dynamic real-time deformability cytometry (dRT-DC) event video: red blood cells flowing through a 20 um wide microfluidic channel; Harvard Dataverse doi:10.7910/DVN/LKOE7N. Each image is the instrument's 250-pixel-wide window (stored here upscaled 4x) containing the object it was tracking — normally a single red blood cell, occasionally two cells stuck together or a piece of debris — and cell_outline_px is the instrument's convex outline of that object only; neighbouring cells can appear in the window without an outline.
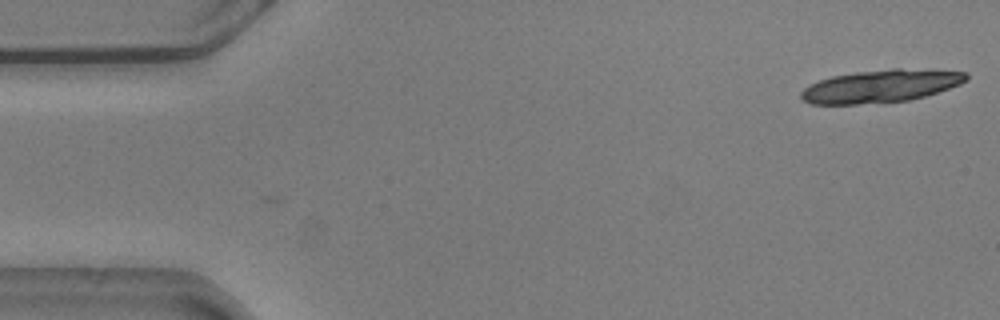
{"species": "common noctule bat (a hibernating species)", "species_latin": "Nyctalus noctula", "temperature_condition": "warm", "stored_images_in_passage": 2, "camera_frame_rate_fps": 3000, "um_per_image_px": 0.085, "animal": {"sex": "male", "body_mass_g": 20.5, "forearm_length_mm": 52.5}, "frame": {"image": 1, "passage_image": 1, "time_ms": 0.0, "image_size_px": [1000, 320], "cell_outline_px": [[968, 80], [960, 84], [924, 96], [908, 100], [856, 104], [812, 104], [804, 100], [800, 96], [800, 92], [808, 84], [832, 76], [856, 72], [892, 68], [900, 68], [968, 72]], "centroid_in_image_um": [74.85, 7.31], "position_along_channel_um": 10.2, "area_um2": 31.27}}